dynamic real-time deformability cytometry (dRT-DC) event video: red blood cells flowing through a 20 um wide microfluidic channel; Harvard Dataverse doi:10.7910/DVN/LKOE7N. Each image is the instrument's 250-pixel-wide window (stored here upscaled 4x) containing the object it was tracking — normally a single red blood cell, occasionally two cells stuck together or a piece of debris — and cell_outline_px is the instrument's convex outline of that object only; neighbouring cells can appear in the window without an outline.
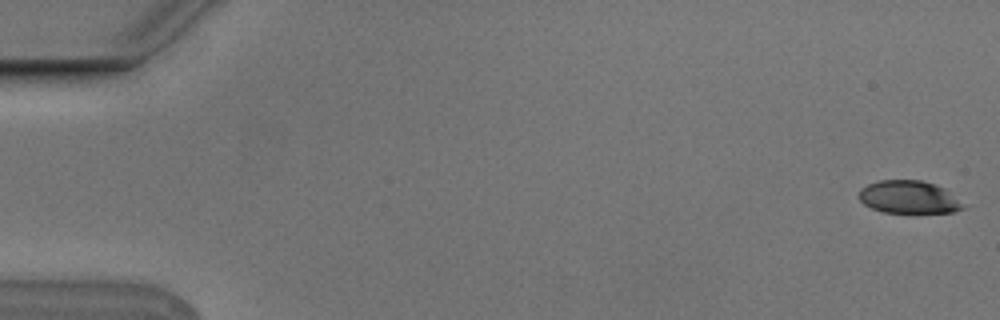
{"species": "Egyptian fruit bat (a non-hibernating species)", "species_latin": "Rousettus aegyptiacus", "temperature_condition": "cold", "stored_images_in_passage": 6, "camera_frame_rate_fps": 3000, "um_per_image_px": 0.085, "animal": {"sex": "male"}, "frame": {"image": 1, "passage_image": 1, "time_ms": 0.0, "image_size_px": [1000, 320], "cell_outline_px": [[968, 204], [964, 208], [952, 212], [884, 212], [872, 208], [864, 204], [860, 200], [860, 188], [868, 184], [880, 180], [920, 180], [936, 184], [944, 188]], "centroid_in_image_um": [77.31, 16.75], "position_along_channel_um": 7.7, "area_um2": 19.94}}